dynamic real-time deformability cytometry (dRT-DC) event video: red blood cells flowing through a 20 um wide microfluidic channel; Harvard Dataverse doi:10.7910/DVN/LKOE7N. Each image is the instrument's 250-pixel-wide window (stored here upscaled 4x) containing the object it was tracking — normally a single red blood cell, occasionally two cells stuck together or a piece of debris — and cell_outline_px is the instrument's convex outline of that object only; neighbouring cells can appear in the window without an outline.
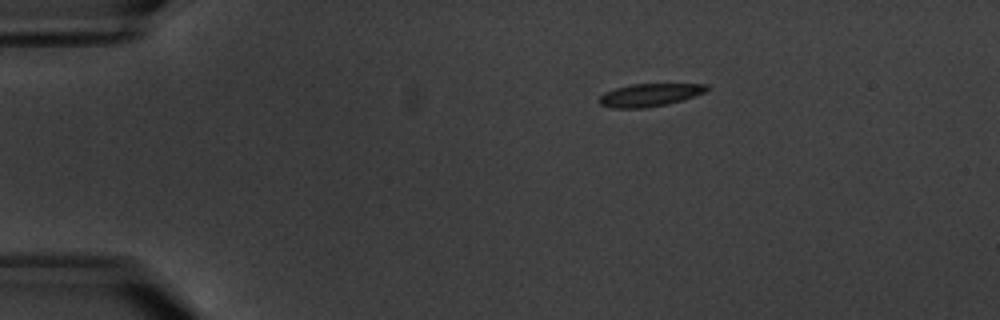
{"species": "common noctule bat (a hibernating species)", "species_latin": "Nyctalus noctula", "temperature_condition": "warm", "stored_images_in_passage": 5, "camera_frame_rate_fps": 3000, "um_per_image_px": 0.085, "animal": {"sex": "male", "body_mass_g": 20.1, "forearm_length_mm": 53.5}, "frame": {"image": 1, "passage_image": 3, "time_ms": 2.333, "image_size_px": [1000, 320], "cell_outline_px": [[708, 88], [704, 92], [684, 100], [668, 104], [644, 108], [612, 108], [600, 104], [596, 100], [604, 92], [616, 88], [632, 84], [708, 84]], "centroid_in_image_um": [55.19, 8.08], "position_along_channel_um": 29.8, "area_um2": 14.33}}